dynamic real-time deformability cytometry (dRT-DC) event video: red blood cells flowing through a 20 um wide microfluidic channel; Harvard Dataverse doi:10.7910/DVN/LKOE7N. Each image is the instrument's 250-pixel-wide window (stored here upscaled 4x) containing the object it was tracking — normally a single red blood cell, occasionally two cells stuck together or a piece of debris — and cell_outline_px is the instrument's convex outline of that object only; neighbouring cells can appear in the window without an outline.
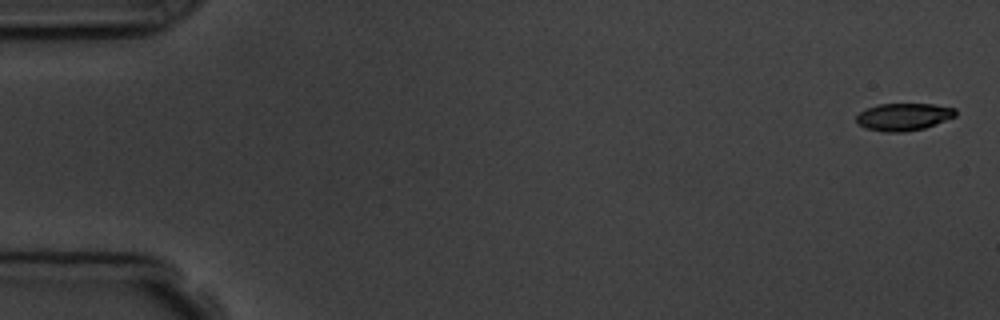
{"species": "common noctule bat (a hibernating species)", "species_latin": "Nyctalus noctula", "temperature_condition": "room temperature", "stored_images_in_passage": 7, "camera_frame_rate_fps": 3000, "um_per_image_px": 0.085, "animal": {"sex": "male", "body_mass_g": 19.5, "forearm_length_mm": 54.6}, "frame": {"image": 1, "passage_image": 1, "time_ms": 0.0, "image_size_px": [1000, 320], "cell_outline_px": [[956, 116], [924, 128], [904, 132], [884, 132], [864, 128], [856, 124], [856, 116], [864, 108], [880, 104], [932, 104], [956, 108]], "centroid_in_image_um": [76.76, 9.93], "position_along_channel_um": 8.2, "area_um2": 15.95}}
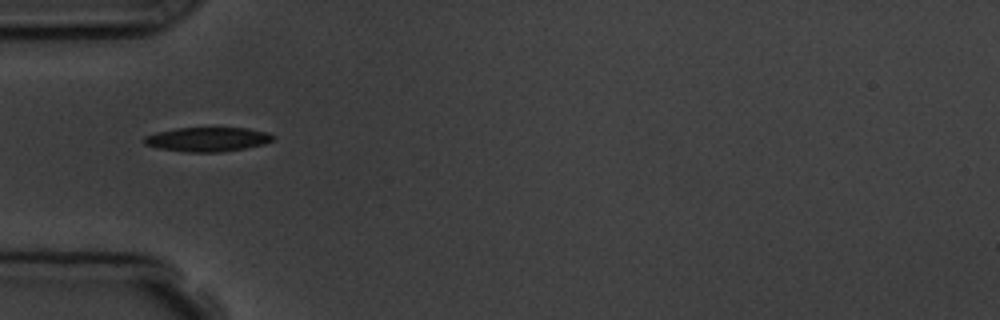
{"frame": {"image": 2, "passage_image": 5, "time_ms": 5.333, "image_size_px": [1000, 320], "cell_outline_px": [[276, 136], [272, 140], [264, 144], [244, 148], [220, 152], [188, 152], [156, 148], [144, 144], [144, 136], [156, 132], [176, 128], [248, 128], [268, 132]], "centroid_in_image_um": [17.63, 11.84], "position_along_channel_um": 67.4, "area_um2": 18.26}}